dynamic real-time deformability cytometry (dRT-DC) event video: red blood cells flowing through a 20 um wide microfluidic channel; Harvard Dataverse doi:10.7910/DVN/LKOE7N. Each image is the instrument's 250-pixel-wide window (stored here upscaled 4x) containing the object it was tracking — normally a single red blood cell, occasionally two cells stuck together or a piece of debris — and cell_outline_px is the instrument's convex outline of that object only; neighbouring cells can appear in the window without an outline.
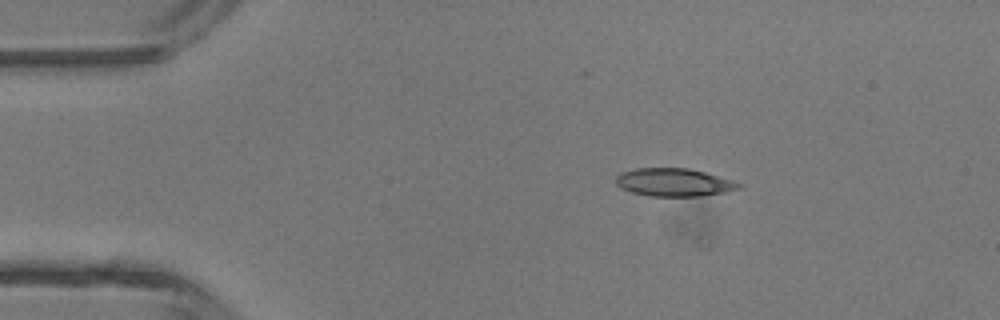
{"species": "common noctule bat (a hibernating species)", "species_latin": "Nyctalus noctula", "temperature_condition": "room temperature", "stored_images_in_passage": 3, "camera_frame_rate_fps": 3000, "um_per_image_px": 0.085, "animal": {"sex": "male", "body_mass_g": 13.3}, "frame": {"image": 1, "passage_image": 1, "time_ms": 0.0, "image_size_px": [1000, 320], "cell_outline_px": [[740, 188], [724, 192], [700, 196], [652, 196], [632, 192], [620, 188], [616, 184], [616, 176], [620, 172], [636, 168], [688, 168], [704, 172], [732, 180], [740, 184]], "centroid_in_image_um": [57.23, 15.49], "position_along_channel_um": 27.8, "area_um2": 19.88}}